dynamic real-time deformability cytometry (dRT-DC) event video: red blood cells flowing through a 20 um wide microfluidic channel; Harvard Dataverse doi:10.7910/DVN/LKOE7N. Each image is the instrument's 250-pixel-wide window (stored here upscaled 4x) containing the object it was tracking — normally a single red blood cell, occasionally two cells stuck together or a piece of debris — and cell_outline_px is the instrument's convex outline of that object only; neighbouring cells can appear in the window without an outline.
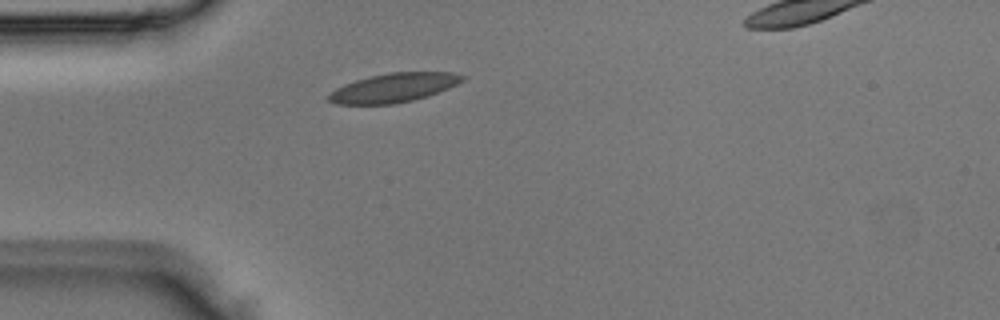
{"species": "Egyptian fruit bat (a non-hibernating species)", "species_latin": "Rousettus aegyptiacus", "temperature_condition": "room temperature", "stored_images_in_passage": 2, "camera_frame_rate_fps": 3000, "um_per_image_px": 0.085, "animal": {"sex": "male"}, "frame": {"image": 1, "passage_image": 1, "time_ms": 0.0, "image_size_px": [1000, 320], "cell_outline_px": [[464, 80], [448, 88], [428, 96], [412, 100], [392, 104], [336, 104], [328, 100], [328, 92], [344, 84], [368, 76], [392, 72], [452, 72], [464, 76]], "centroid_in_image_um": [33.43, 7.45], "position_along_channel_um": 51.6, "area_um2": 22.54}}